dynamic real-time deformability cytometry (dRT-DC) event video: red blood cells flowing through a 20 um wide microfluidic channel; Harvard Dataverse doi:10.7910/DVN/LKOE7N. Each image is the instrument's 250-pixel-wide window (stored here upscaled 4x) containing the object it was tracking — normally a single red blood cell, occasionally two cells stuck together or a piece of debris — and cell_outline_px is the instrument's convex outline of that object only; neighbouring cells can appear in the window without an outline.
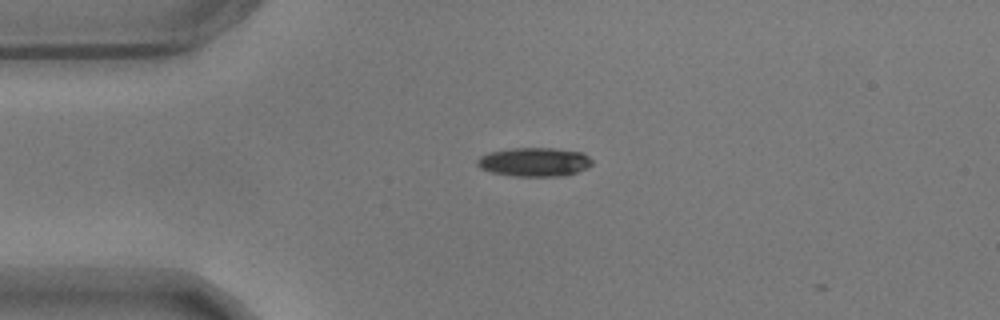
{"species": "common noctule bat (a hibernating species)", "species_latin": "Nyctalus noctula", "temperature_condition": "warm", "stored_images_in_passage": 4, "camera_frame_rate_fps": 3000, "um_per_image_px": 0.085, "animal": {"sex": "male", "body_mass_g": 17.9}, "frame": {"image": 1, "passage_image": 2, "time_ms": 0.333, "image_size_px": [1000, 320], "cell_outline_px": [[592, 164], [588, 168], [564, 176], [512, 176], [492, 172], [480, 168], [476, 164], [476, 160], [480, 156], [488, 152], [512, 148], [556, 148], [584, 152], [592, 160]], "centroid_in_image_um": [45.43, 13.76], "position_along_channel_um": 39.6, "area_um2": 19.54}}